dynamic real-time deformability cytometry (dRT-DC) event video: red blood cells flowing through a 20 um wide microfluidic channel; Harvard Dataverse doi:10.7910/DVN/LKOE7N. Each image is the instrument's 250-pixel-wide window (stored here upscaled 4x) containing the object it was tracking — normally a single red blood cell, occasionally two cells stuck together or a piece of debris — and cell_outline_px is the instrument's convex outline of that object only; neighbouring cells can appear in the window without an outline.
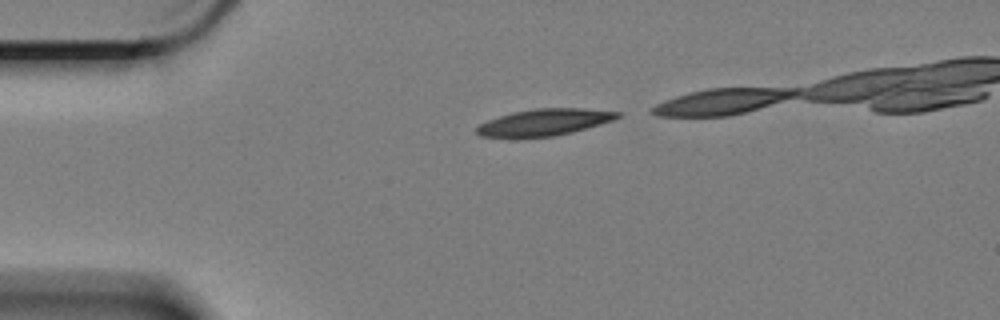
{"species": "Egyptian fruit bat (a non-hibernating species)", "species_latin": "Rousettus aegyptiacus", "temperature_condition": "cold", "stored_images_in_passage": 17, "camera_frame_rate_fps": 3000, "um_per_image_px": 0.085, "animal": {"sex": "female"}, "frame": {"image": 1, "passage_image": 1, "time_ms": 0.0, "image_size_px": [1000, 320], "cell_outline_px": [[620, 116], [612, 120], [600, 124], [572, 132], [552, 136], [516, 140], [512, 140], [480, 136], [476, 132], [476, 128], [480, 124], [488, 120], [512, 112], [536, 108], [580, 108], [620, 112]], "centroid_in_image_um": [46.16, 10.43], "position_along_channel_um": 38.8, "area_um2": 22.37}}
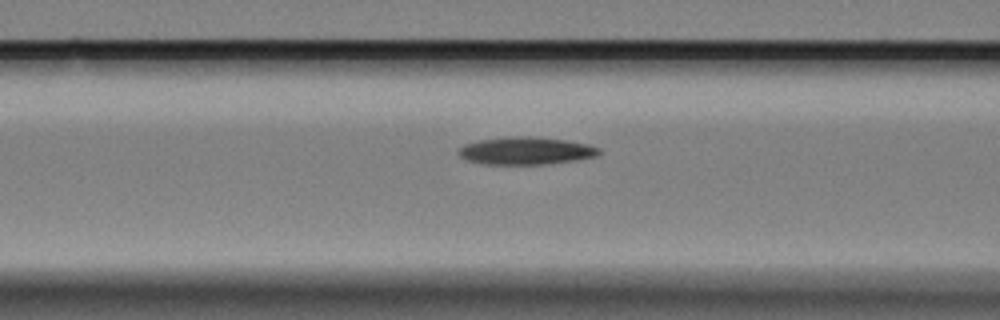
{"frame": {"image": 2, "passage_image": 11, "time_ms": 3.333, "image_size_px": [1000, 320], "cell_outline_px": [[600, 152], [596, 156], [572, 160], [544, 164], [484, 164], [468, 160], [460, 156], [460, 148], [464, 144], [480, 140], [508, 136], [528, 136], [564, 140], [588, 144], [600, 148]], "centroid_in_image_um": [44.69, 12.81], "position_along_channel_um": 121.9, "area_um2": 22.2}}
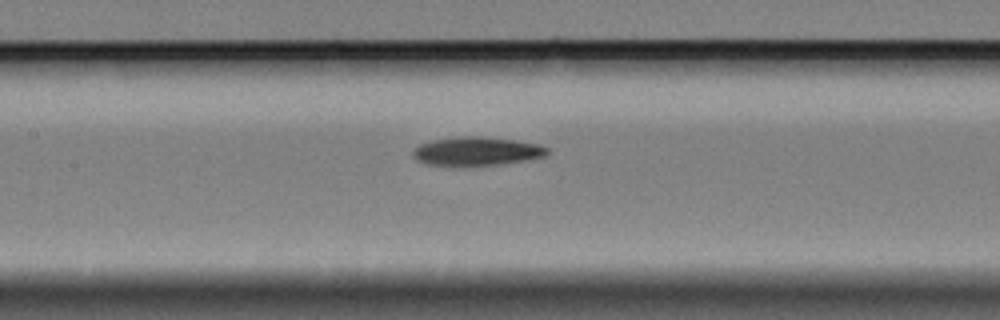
{"frame": {"image": 3, "passage_image": 15, "time_ms": 4.667, "image_size_px": [1000, 320], "cell_outline_px": [[548, 152], [544, 156], [524, 160], [496, 164], [452, 168], [428, 164], [416, 160], [412, 156], [412, 152], [420, 144], [432, 140], [460, 136], [480, 136], [516, 140], [540, 144], [548, 148]], "centroid_in_image_um": [40.46, 12.87], "position_along_channel_um": 166.9, "area_um2": 22.83}}